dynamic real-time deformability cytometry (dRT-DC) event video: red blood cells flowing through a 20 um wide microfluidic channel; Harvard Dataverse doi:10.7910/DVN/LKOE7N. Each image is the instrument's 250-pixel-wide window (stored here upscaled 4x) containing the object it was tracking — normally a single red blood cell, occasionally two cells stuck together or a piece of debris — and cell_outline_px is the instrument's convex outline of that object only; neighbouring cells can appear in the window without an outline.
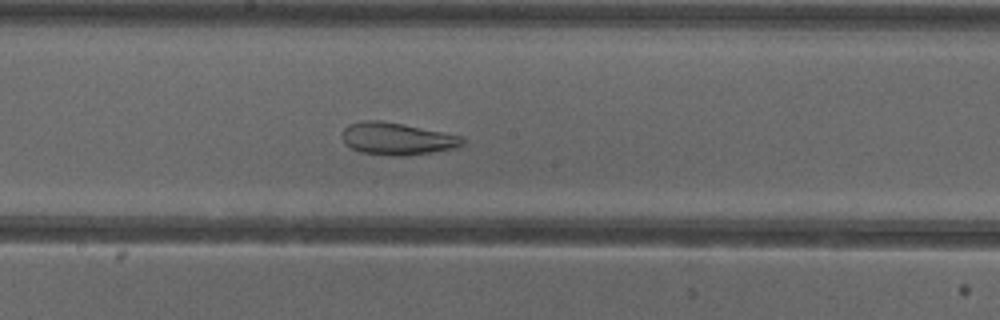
{"species": "common noctule bat (a hibernating species)", "species_latin": "Nyctalus noctula", "temperature_condition": "cold", "stored_images_in_passage": 52, "camera_frame_rate_fps": 3000, "um_per_image_px": 0.085, "animal": {"sex": "female"}, "frame": {"image": 1, "passage_image": 28, "time_ms": 9.0, "image_size_px": [1000, 320], "cell_outline_px": [[464, 144], [452, 148], [432, 152], [404, 156], [396, 156], [360, 152], [352, 148], [344, 140], [344, 128], [348, 124], [364, 120], [380, 120], [464, 136]], "centroid_in_image_um": [33.77, 11.79], "position_along_channel_um": 214.4, "area_um2": 22.25}}
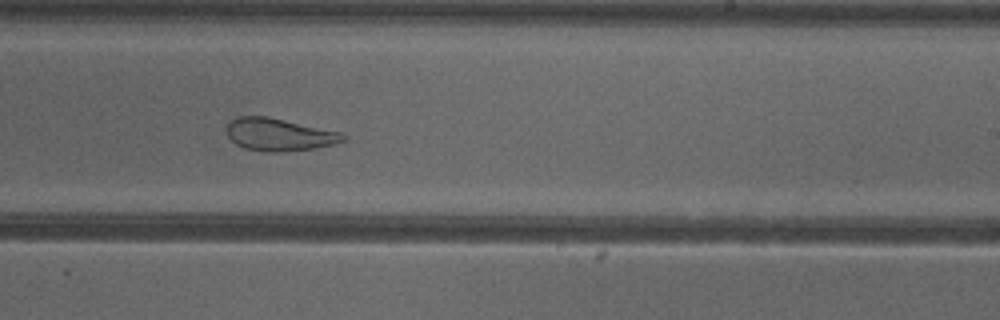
{"frame": {"image": 2, "passage_image": 32, "time_ms": 10.333, "image_size_px": [1000, 320], "cell_outline_px": [[348, 136], [344, 140], [336, 144], [312, 148], [284, 152], [268, 152], [244, 148], [236, 144], [228, 136], [228, 124], [236, 116], [268, 116], [344, 132]], "centroid_in_image_um": [23.79, 11.43], "position_along_channel_um": 265.2, "area_um2": 22.25}}
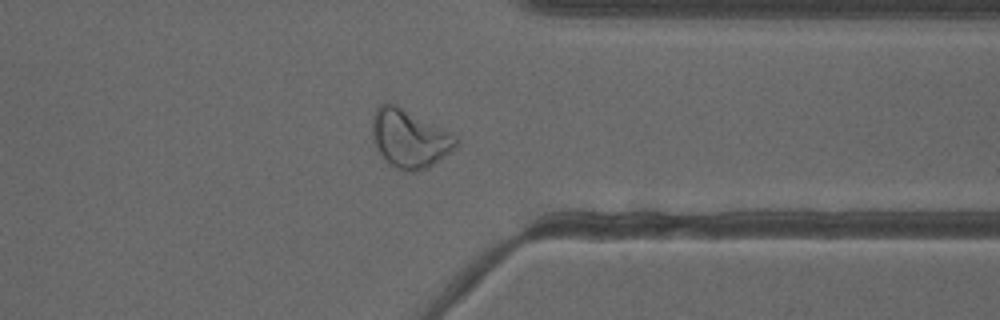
{"frame": {"image": 3, "passage_image": 41, "time_ms": 13.333, "image_size_px": [1000, 320], "cell_outline_px": [[460, 144], [452, 152], [428, 168], [416, 172], [400, 172], [388, 164], [376, 148], [372, 140], [372, 116], [376, 108], [380, 104], [396, 104], [456, 136], [460, 140]], "centroid_in_image_um": [34.8, 11.83], "position_along_channel_um": 376.6, "area_um2": 28.84}, "authors_computed_cell_mechanics": {"area_um2": 29.9115, "velocity_mm_per_s": 3.8234, "shape_relaxation_time_tau1_ms": null, "shape_relaxation_time_tau2_ms": 1.8366, "deformation_change_tau1": null, "deformation_change_tau2": 0.0909}}